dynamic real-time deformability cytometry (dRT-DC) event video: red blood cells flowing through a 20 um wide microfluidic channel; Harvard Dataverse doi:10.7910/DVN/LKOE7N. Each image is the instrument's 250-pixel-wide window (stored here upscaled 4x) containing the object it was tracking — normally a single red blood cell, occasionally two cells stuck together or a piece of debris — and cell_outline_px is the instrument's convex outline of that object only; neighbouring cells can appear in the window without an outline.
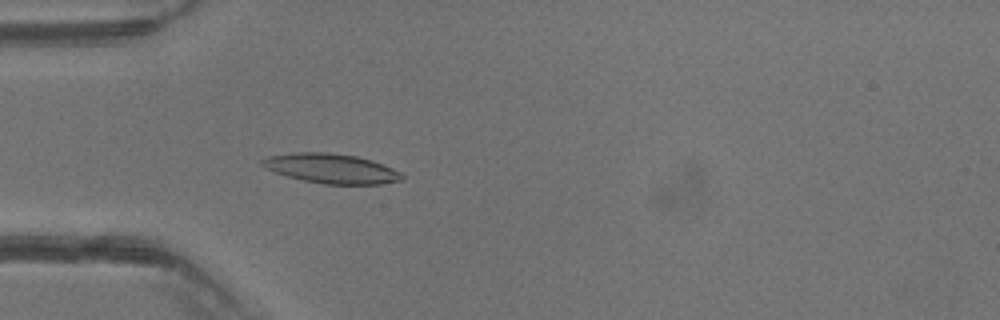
{"species": "common noctule bat (a hibernating species)", "species_latin": "Nyctalus noctula", "temperature_condition": "warm", "stored_images_in_passage": 40, "camera_frame_rate_fps": 3000, "um_per_image_px": 0.085, "animal": {"sex": "male", "body_mass_g": 13.3}, "frame": {"image": 1, "passage_image": 12, "time_ms": 3.667, "image_size_px": [1000, 320], "cell_outline_px": [[404, 176], [400, 180], [380, 184], [324, 184], [304, 180], [288, 176], [264, 168], [260, 164], [260, 160], [268, 156], [296, 152], [328, 152], [356, 156], [372, 160], [392, 168], [400, 172]], "centroid_in_image_um": [28.13, 14.31], "position_along_channel_um": 56.9, "area_um2": 23.99}}
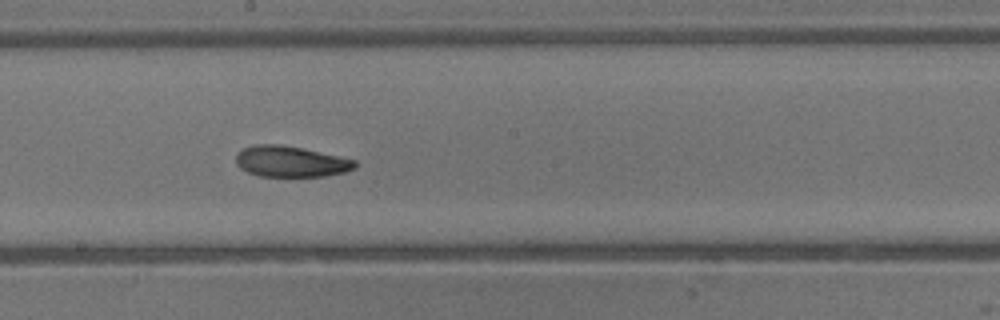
{"frame": {"image": 2, "passage_image": 22, "time_ms": 7.0, "image_size_px": [1000, 320], "cell_outline_px": [[356, 168], [344, 172], [324, 176], [260, 176], [248, 172], [240, 168], [236, 164], [236, 152], [252, 144], [280, 144], [340, 156], [356, 160]], "centroid_in_image_um": [24.69, 13.72], "position_along_channel_um": 223.5, "area_um2": 21.44}}
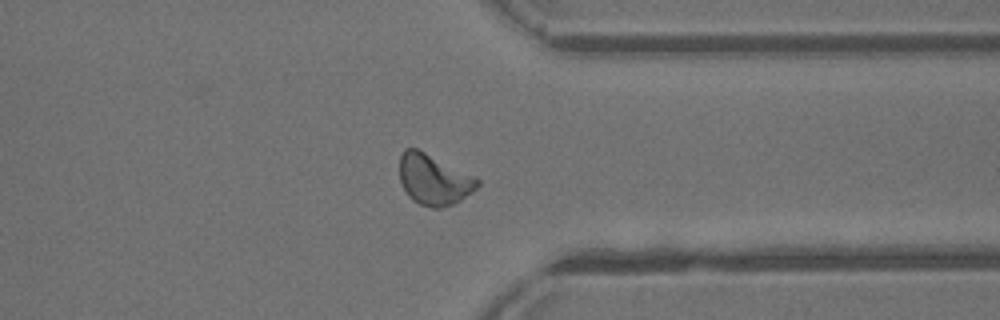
{"frame": {"image": 3, "passage_image": 31, "time_ms": 10.0, "image_size_px": [1000, 320], "cell_outline_px": [[480, 184], [472, 192], [460, 200], [452, 204], [440, 208], [432, 208], [420, 204], [412, 200], [408, 196], [400, 180], [400, 156], [404, 148], [416, 148], [480, 180]], "centroid_in_image_um": [36.84, 15.28], "position_along_channel_um": 374.6, "area_um2": 22.48}}